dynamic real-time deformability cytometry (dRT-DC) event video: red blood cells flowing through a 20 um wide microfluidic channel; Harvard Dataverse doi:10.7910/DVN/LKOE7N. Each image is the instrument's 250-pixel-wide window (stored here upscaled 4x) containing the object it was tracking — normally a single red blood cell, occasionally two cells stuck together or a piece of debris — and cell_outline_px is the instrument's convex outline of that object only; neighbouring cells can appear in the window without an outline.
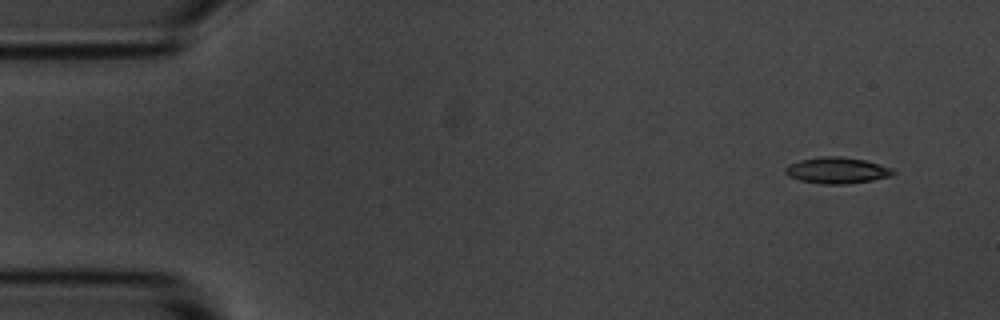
{"species": "common noctule bat (a hibernating species)", "species_latin": "Nyctalus noctula", "temperature_condition": "room temperature", "stored_images_in_passage": 4, "camera_frame_rate_fps": 3000, "um_per_image_px": 0.085, "animal": {"sex": "male", "body_mass_g": 20.1, "forearm_length_mm": 53.5}, "frame": {"image": 1, "passage_image": 1, "time_ms": 0.0, "image_size_px": [1000, 320], "cell_outline_px": [[896, 172], [888, 176], [872, 180], [848, 184], [820, 184], [800, 180], [788, 176], [784, 172], [784, 168], [788, 164], [800, 160], [820, 156], [840, 156], [864, 160], [892, 168]], "centroid_in_image_um": [71.09, 14.48], "position_along_channel_um": 13.9, "area_um2": 16.47}}
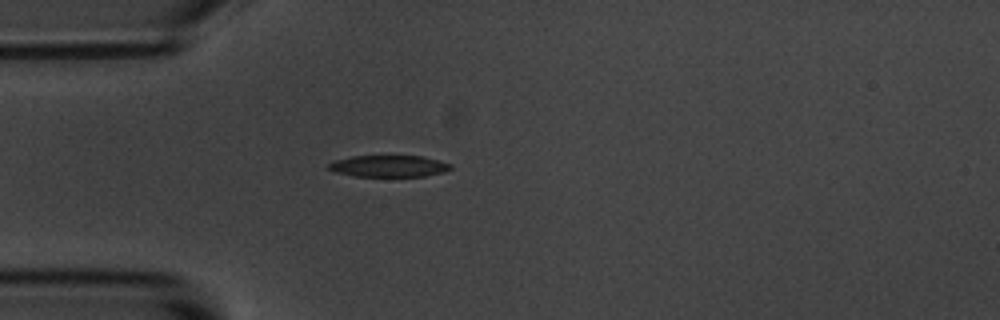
{"frame": {"image": 2, "passage_image": 4, "time_ms": 3.667, "image_size_px": [1000, 320], "cell_outline_px": [[452, 168], [444, 172], [424, 176], [356, 176], [336, 172], [328, 168], [328, 164], [332, 160], [352, 156], [420, 156], [452, 164]], "centroid_in_image_um": [33.03, 14.11], "position_along_channel_um": 52.0, "area_um2": 15.26}}